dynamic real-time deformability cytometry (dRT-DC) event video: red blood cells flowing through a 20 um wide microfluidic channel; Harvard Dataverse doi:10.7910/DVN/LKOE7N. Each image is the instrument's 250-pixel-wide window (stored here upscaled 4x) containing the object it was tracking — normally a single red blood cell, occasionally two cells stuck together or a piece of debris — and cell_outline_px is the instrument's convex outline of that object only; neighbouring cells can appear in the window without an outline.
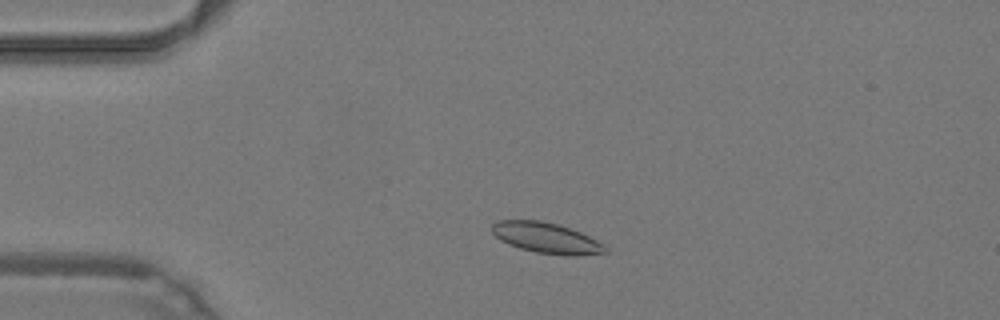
{"species": "common noctule bat (a hibernating species)", "species_latin": "Nyctalus noctula", "temperature_condition": "warm", "stored_images_in_passage": 23, "camera_frame_rate_fps": 3000, "um_per_image_px": 0.085, "animal": {"sex": "male", "body_mass_g": 19.2, "forearm_length_mm": 51.8}, "frame": {"image": 1, "passage_image": 7, "time_ms": 2.0, "image_size_px": [1000, 320], "cell_outline_px": [[608, 252], [576, 256], [568, 256], [536, 252], [520, 248], [508, 244], [500, 240], [492, 232], [492, 224], [496, 220], [540, 220], [560, 224], [580, 232], [604, 244], [608, 248]], "centroid_in_image_um": [46.45, 20.22], "position_along_channel_um": 38.6, "area_um2": 20.35}}
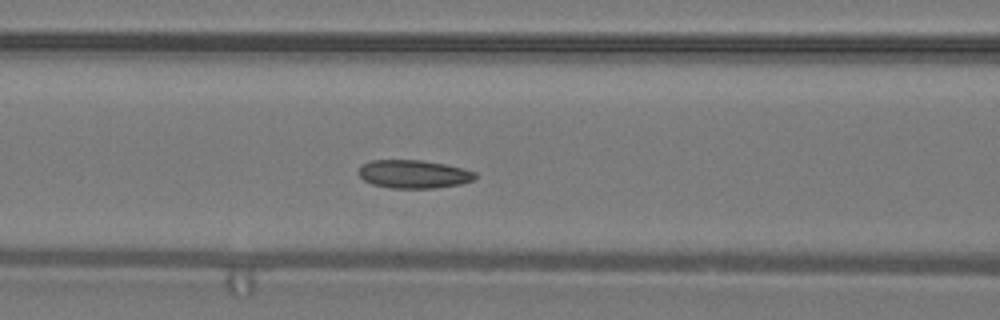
{"frame": {"image": 2, "passage_image": 16, "time_ms": 5.0, "image_size_px": [1000, 320], "cell_outline_px": [[476, 176], [472, 180], [460, 184], [432, 188], [392, 188], [372, 184], [364, 180], [356, 172], [360, 164], [372, 160], [420, 160], [444, 164], [464, 168], [476, 172]], "centroid_in_image_um": [35.11, 14.79], "position_along_channel_um": 131.5, "area_um2": 19.25}}
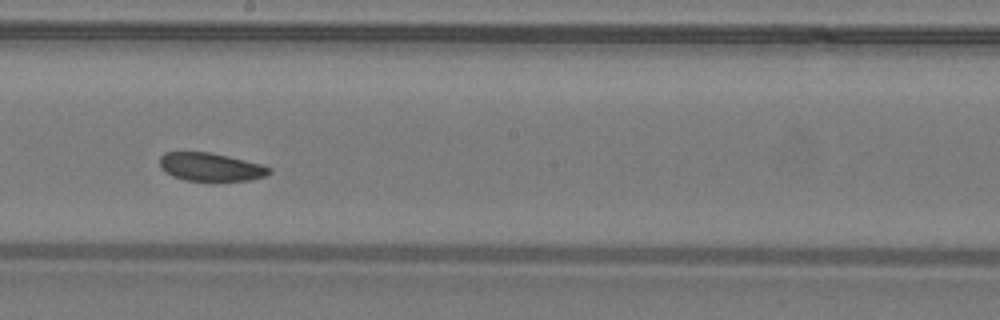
{"frame": {"image": 3, "passage_image": 23, "time_ms": 7.333, "image_size_px": [1000, 320], "cell_outline_px": [[272, 172], [264, 176], [248, 180], [184, 180], [172, 176], [164, 172], [160, 168], [160, 156], [164, 152], [208, 152], [228, 156], [260, 164], [272, 168]], "centroid_in_image_um": [17.86, 14.18], "position_along_channel_um": 230.3, "area_um2": 17.86}}